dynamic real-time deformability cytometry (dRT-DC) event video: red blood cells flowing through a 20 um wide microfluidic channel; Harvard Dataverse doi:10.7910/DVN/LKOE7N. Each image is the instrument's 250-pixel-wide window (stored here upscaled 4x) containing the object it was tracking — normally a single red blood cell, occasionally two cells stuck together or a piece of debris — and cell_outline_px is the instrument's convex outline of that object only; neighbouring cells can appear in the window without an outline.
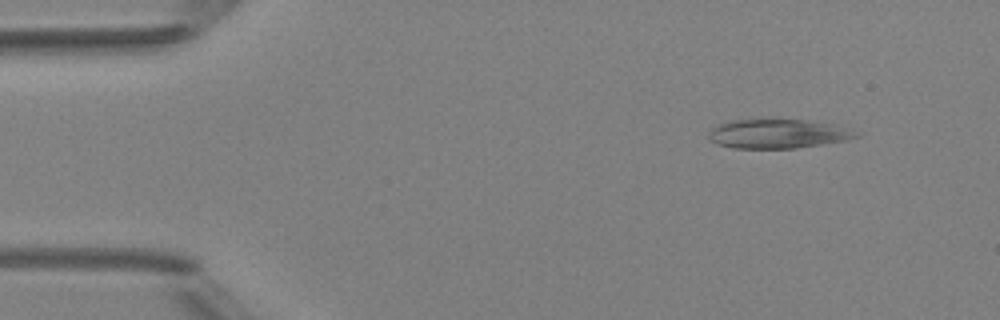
{"species": "Egyptian fruit bat (a non-hibernating species)", "species_latin": "Rousettus aegyptiacus", "temperature_condition": "room temperature", "stored_images_in_passage": 6, "camera_frame_rate_fps": 3000, "um_per_image_px": 0.085, "animal": {"sex": "female"}, "frame": {"image": 1, "passage_image": 2, "time_ms": 1.0, "image_size_px": [1000, 320], "cell_outline_px": [[860, 136], [844, 140], [796, 148], [732, 148], [716, 144], [708, 140], [708, 132], [712, 128], [720, 124], [732, 120], [760, 116], [808, 120], [836, 124], [860, 132]], "centroid_in_image_um": [66.08, 11.32], "position_along_channel_um": 18.9, "area_um2": 26.13}}
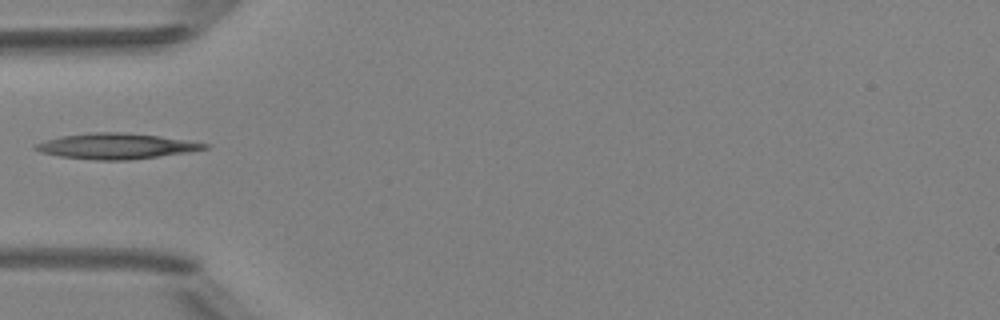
{"frame": {"image": 2, "passage_image": 5, "time_ms": 4.667, "image_size_px": [1000, 320], "cell_outline_px": [[212, 144], [208, 148], [188, 152], [160, 156], [128, 160], [96, 160], [60, 156], [40, 152], [32, 148], [32, 144], [44, 140], [60, 136], [88, 132], [124, 132], [160, 136], [188, 140]], "centroid_in_image_um": [9.85, 12.41], "position_along_channel_um": 75.2, "area_um2": 25.49}}
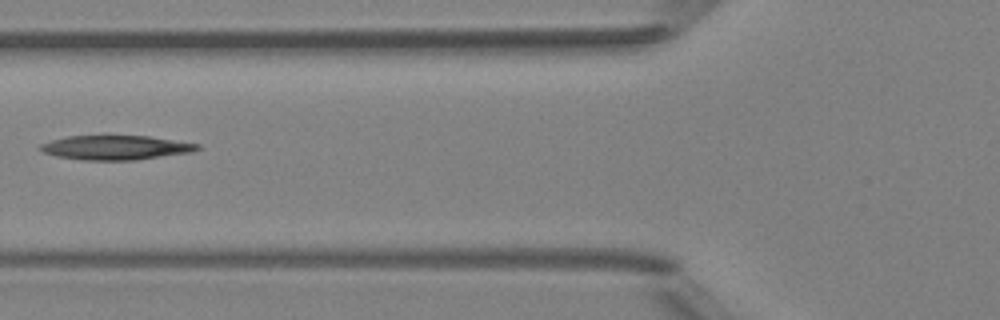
{"frame": {"image": 3, "passage_image": 6, "time_ms": 5.667, "image_size_px": [1000, 320], "cell_outline_px": [[200, 148], [192, 152], [136, 160], [80, 160], [56, 156], [44, 152], [36, 148], [40, 144], [52, 140], [68, 136], [148, 136], [200, 144]], "centroid_in_image_um": [9.81, 12.55], "position_along_channel_um": 116.0, "area_um2": 22.25}}